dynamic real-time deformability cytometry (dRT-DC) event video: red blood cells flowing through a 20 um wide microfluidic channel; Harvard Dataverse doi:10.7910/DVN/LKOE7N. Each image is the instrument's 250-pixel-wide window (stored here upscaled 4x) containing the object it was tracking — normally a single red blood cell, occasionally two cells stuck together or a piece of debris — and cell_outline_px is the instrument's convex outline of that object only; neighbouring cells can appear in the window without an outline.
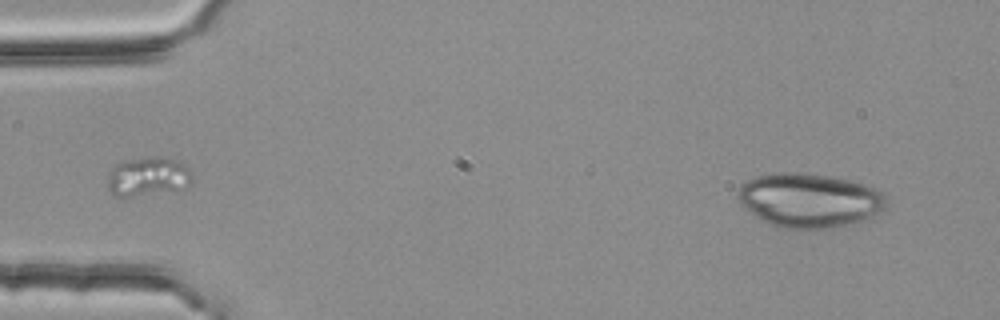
{"species": "common noctule bat (a hibernating species)", "species_latin": "Nyctalus noctula", "temperature_condition": "room temperature", "stored_images_in_passage": 4, "camera_frame_rate_fps": 3000, "um_per_image_px": 0.085, "animal": {"sex": "female", "body_mass_g": 25.1}, "frame": {"image": 1, "passage_image": 1, "time_ms": 0.0, "image_size_px": [1000, 320], "cell_outline_px": [[888, 200], [884, 208], [880, 212], [856, 224], [832, 228], [776, 228], [768, 224], [748, 212], [740, 204], [736, 196], [736, 192], [740, 184], [756, 176], [776, 172], [796, 172], [832, 176], [864, 184], [876, 188]], "centroid_in_image_um": [68.75, 17.03], "position_along_channel_um": 16.2, "area_um2": 47.51}}